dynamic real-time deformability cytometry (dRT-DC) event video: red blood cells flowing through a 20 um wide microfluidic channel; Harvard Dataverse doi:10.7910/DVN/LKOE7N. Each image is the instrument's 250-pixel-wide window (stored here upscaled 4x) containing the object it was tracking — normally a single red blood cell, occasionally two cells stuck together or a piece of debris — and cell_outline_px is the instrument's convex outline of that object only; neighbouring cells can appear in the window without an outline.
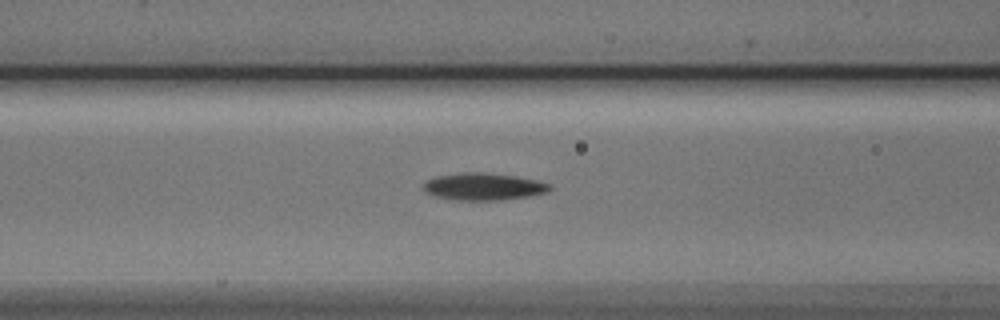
{"species": "Egyptian fruit bat (a non-hibernating species)", "species_latin": "Rousettus aegyptiacus", "temperature_condition": "cold", "stored_images_in_passage": 36, "camera_frame_rate_fps": 3000, "um_per_image_px": 0.085, "animal": {"sex": "male"}, "frame": {"image": 1, "passage_image": 10, "time_ms": 3.0, "image_size_px": [1000, 320], "cell_outline_px": [[552, 188], [548, 192], [528, 196], [504, 200], [456, 200], [432, 196], [424, 192], [420, 188], [428, 180], [436, 176], [464, 172], [480, 172], [516, 176], [536, 180], [552, 184]], "centroid_in_image_um": [41.08, 15.87], "position_along_channel_um": 125.5, "area_um2": 20.23}}
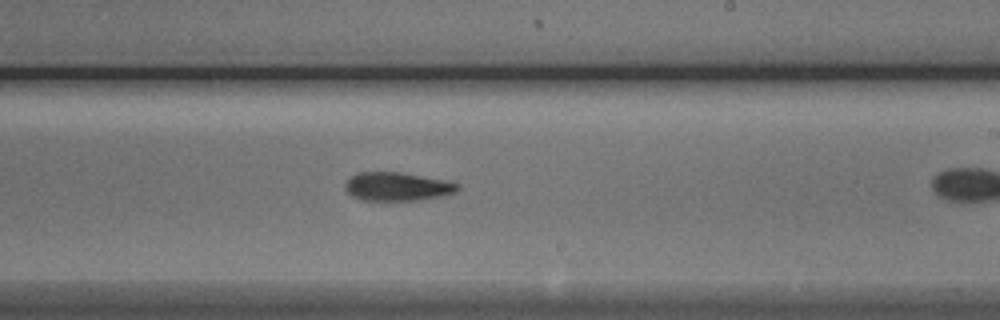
{"frame": {"image": 2, "passage_image": 20, "time_ms": 6.333, "image_size_px": [1000, 320], "cell_outline_px": [[460, 188], [456, 192], [448, 196], [424, 200], [360, 200], [352, 196], [344, 188], [344, 184], [352, 176], [360, 172], [400, 172], [444, 180], [460, 184]], "centroid_in_image_um": [33.82, 15.87], "position_along_channel_um": 255.2, "area_um2": 18.9}}
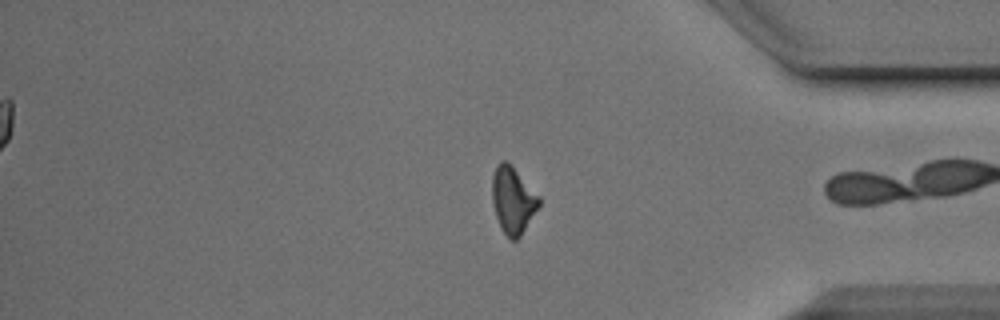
{"frame": {"image": 3, "passage_image": 32, "time_ms": 10.333, "image_size_px": [1000, 320], "cell_outline_px": [[540, 204], [520, 236], [516, 240], [512, 240], [504, 232], [496, 216], [492, 200], [492, 176], [500, 160], [508, 160], [512, 164], [540, 196]], "centroid_in_image_um": [43.6, 16.95], "position_along_channel_um": 391.6, "area_um2": 18.15}}